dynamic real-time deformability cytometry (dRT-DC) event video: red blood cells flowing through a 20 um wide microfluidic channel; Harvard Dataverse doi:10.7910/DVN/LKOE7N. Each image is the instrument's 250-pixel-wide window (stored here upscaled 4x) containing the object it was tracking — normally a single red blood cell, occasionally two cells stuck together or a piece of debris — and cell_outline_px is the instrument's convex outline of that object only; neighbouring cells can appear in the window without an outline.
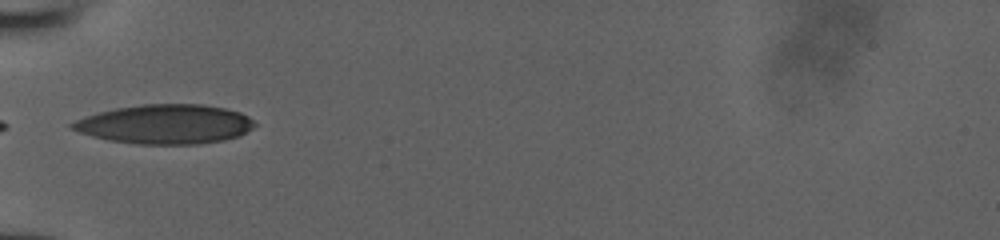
{"species": "human", "species_latin": "Homo sapiens", "temperature_condition": "room temperature", "stored_images_in_passage": 33, "camera_frame_rate_fps": 3000, "um_per_image_px": 0.085, "donor": {"sex": "male"}, "frame": {"image": 1, "passage_image": 1, "time_ms": 0.0, "image_size_px": [1000, 240], "cell_outline_px": [[252, 124], [244, 132], [236, 136], [216, 140], [176, 144], [152, 144], [116, 140], [84, 132], [72, 128], [72, 124], [80, 120], [104, 112], [124, 108], [152, 104], [192, 104], [220, 108], [236, 112], [244, 116]], "centroid_in_image_um": [14.07, 10.54], "position_along_channel_um": 70.9, "area_um2": 38.49}}
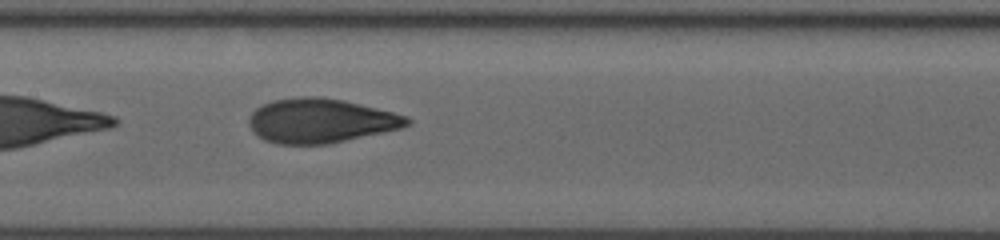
{"frame": {"image": 2, "passage_image": 9, "time_ms": 2.667, "image_size_px": [1000, 240], "cell_outline_px": [[408, 124], [396, 128], [336, 140], [312, 144], [292, 144], [272, 140], [260, 136], [256, 132], [252, 124], [252, 116], [260, 108], [268, 104], [280, 100], [336, 100], [388, 112], [404, 116], [408, 120]], "centroid_in_image_um": [27.24, 10.29], "position_along_channel_um": 180.2, "area_um2": 36.18}}
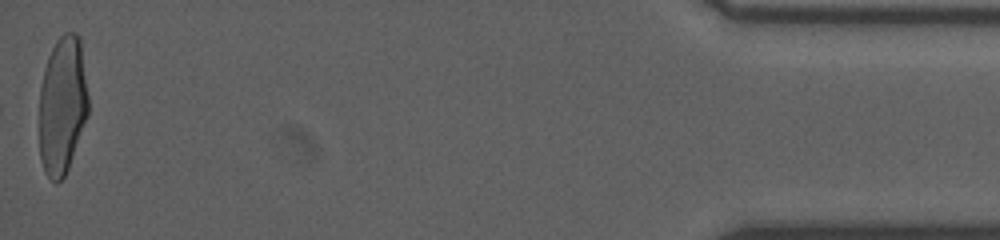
{"frame": {"image": 3, "passage_image": 33, "time_ms": 10.667, "image_size_px": [1000, 240], "cell_outline_px": [[88, 112], [64, 176], [60, 180], [56, 180], [44, 164], [44, 160], [48, 60], [56, 44], [60, 40], [72, 36], [76, 36], [80, 48], [88, 100]], "centroid_in_image_um": [5.46, 8.95], "position_along_channel_um": 429.7, "area_um2": 33.0}}